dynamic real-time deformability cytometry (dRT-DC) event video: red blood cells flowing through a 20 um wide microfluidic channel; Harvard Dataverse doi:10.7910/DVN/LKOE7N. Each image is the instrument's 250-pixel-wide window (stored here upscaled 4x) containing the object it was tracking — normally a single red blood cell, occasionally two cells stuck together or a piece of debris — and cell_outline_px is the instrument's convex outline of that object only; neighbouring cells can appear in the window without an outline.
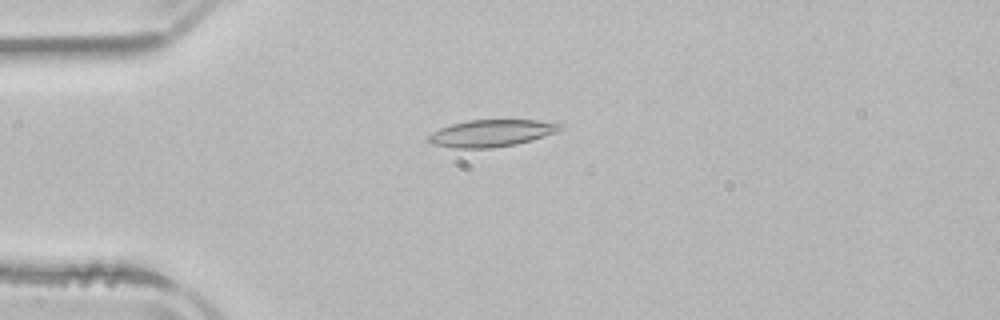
{"species": "common noctule bat (a hibernating species)", "species_latin": "Nyctalus noctula", "temperature_condition": "room temperature", "stored_images_in_passage": 52, "camera_frame_rate_fps": 3000, "um_per_image_px": 0.085, "animal": {"sex": "male", "body_mass_g": 21.5, "forearm_length_mm": 52.0}, "frame": {"image": 1, "passage_image": 13, "time_ms": 4.0, "image_size_px": [1000, 320], "cell_outline_px": [[564, 128], [556, 132], [532, 140], [516, 144], [492, 148], [456, 148], [432, 144], [428, 140], [428, 136], [432, 132], [440, 128], [452, 124], [468, 120], [536, 120], [564, 124]], "centroid_in_image_um": [41.79, 11.32], "position_along_channel_um": 43.2, "area_um2": 20.69}}
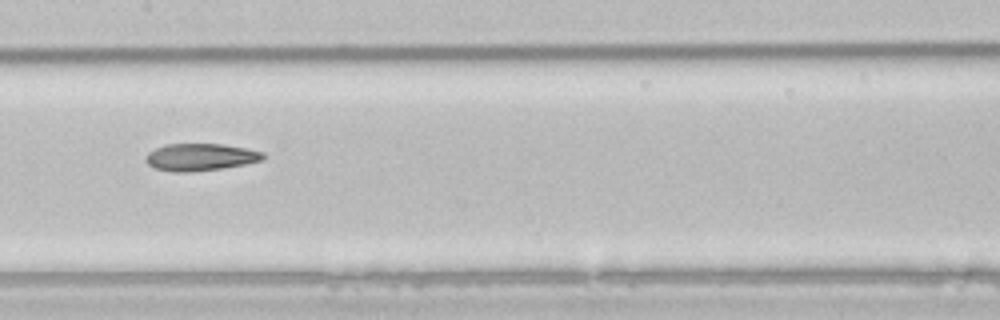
{"frame": {"image": 2, "passage_image": 26, "time_ms": 8.333, "image_size_px": [1000, 320], "cell_outline_px": [[264, 160], [244, 164], [220, 168], [192, 172], [172, 172], [152, 168], [144, 160], [148, 152], [164, 144], [224, 144], [264, 152]], "centroid_in_image_um": [16.99, 13.36], "position_along_channel_um": 190.4, "area_um2": 18.67}}
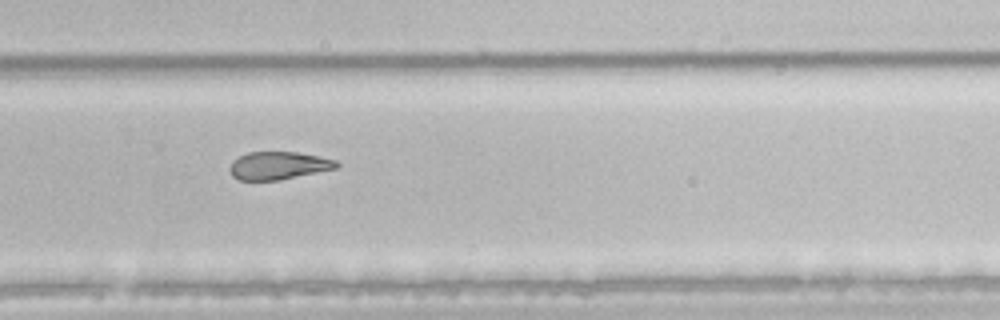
{"frame": {"image": 3, "passage_image": 35, "time_ms": 11.333, "image_size_px": [1000, 320], "cell_outline_px": [[340, 164], [336, 168], [280, 180], [240, 180], [232, 176], [228, 168], [232, 160], [248, 152], [300, 152], [320, 156], [336, 160]], "centroid_in_image_um": [23.65, 14.07], "position_along_channel_um": 306.1, "area_um2": 17.4}, "authors_computed_cell_mechanics": {"area_um2": 20.23, "velocity_mm_per_s": 3.8816, "shape_relaxation_time_tau1_ms": null, "shape_relaxation_time_tau2_ms": 7.0404, "deformation_change_tau1": null, "deformation_change_tau2": 0.1804}}